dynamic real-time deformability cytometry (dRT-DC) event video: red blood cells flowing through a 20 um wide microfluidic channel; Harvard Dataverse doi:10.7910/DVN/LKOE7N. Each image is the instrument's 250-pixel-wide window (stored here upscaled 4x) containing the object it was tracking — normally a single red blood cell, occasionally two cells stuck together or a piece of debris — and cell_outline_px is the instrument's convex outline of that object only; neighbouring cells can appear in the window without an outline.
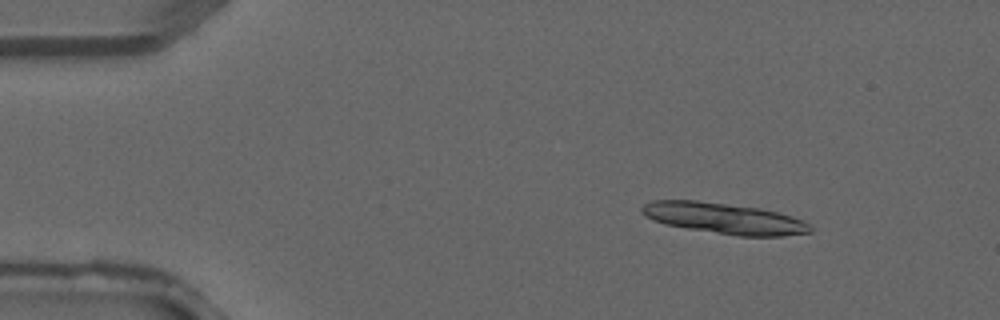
{"species": "common noctule bat (a hibernating species)", "species_latin": "Nyctalus noctula", "temperature_condition": "warm", "stored_images_in_passage": 4, "camera_frame_rate_fps": 3000, "um_per_image_px": 0.085, "animal": {"sex": "male", "forearm_length_mm": 52.5}, "frame": {"image": 1, "passage_image": 2, "time_ms": 0.333, "image_size_px": [1000, 320], "cell_outline_px": [[812, 232], [784, 236], [740, 236], [688, 228], [668, 224], [644, 216], [640, 212], [640, 208], [644, 204], [652, 200], [696, 200], [760, 208], [792, 216], [804, 220], [812, 224]], "centroid_in_image_um": [61.6, 18.55], "position_along_channel_um": 23.4, "area_um2": 30.23}}